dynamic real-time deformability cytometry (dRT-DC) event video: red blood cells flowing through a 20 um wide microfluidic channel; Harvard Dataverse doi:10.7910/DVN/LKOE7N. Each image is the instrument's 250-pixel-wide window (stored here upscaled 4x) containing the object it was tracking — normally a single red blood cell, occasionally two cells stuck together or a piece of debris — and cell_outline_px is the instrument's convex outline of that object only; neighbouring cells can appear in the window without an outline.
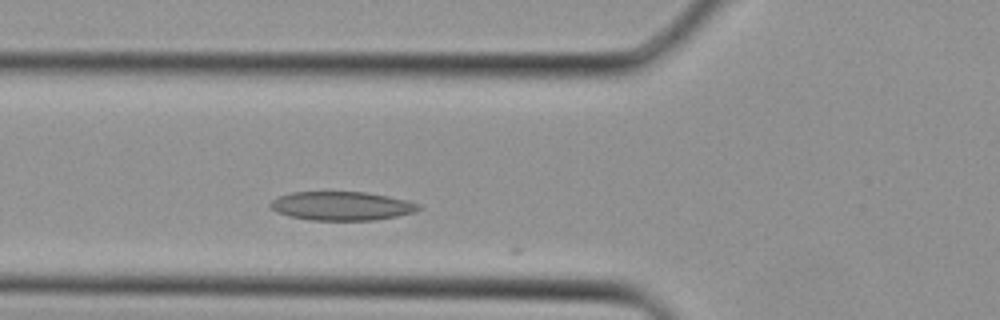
{"species": "Egyptian fruit bat (a non-hibernating species)", "species_latin": "Rousettus aegyptiacus", "temperature_condition": "cold", "stored_images_in_passage": 5, "camera_frame_rate_fps": 3000, "um_per_image_px": 0.085, "animal": {"sex": "female"}, "frame": {"image": 1, "passage_image": 4, "time_ms": 1.0, "image_size_px": [1000, 320], "cell_outline_px": [[420, 208], [412, 212], [396, 216], [376, 220], [312, 220], [288, 216], [276, 212], [268, 204], [272, 200], [280, 196], [292, 192], [364, 192], [388, 196], [420, 204]], "centroid_in_image_um": [29.0, 17.51], "position_along_channel_um": 96.8, "area_um2": 24.62}}